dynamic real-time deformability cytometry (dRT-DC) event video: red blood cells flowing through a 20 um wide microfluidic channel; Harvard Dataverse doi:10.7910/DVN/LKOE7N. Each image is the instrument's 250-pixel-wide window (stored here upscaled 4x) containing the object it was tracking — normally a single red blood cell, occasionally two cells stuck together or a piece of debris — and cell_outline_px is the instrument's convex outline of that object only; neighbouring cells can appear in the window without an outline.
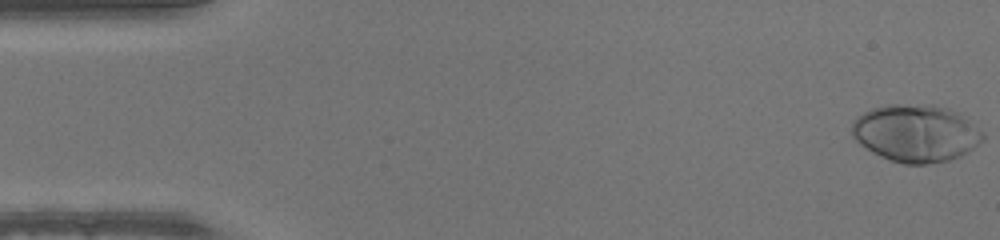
{"species": "human", "species_latin": "Homo sapiens", "temperature_condition": "warm", "stored_images_in_passage": 49, "camera_frame_rate_fps": 3000, "um_per_image_px": 0.085, "donor": {"sex": "male"}, "frame": {"image": 1, "passage_image": 1, "time_ms": 0.0, "image_size_px": [1000, 240], "cell_outline_px": [[984, 140], [980, 144], [968, 152], [960, 156], [948, 160], [928, 164], [904, 164], [880, 156], [872, 152], [860, 144], [852, 136], [852, 120], [856, 116], [872, 108], [888, 104], [932, 104], [948, 108], [956, 112], [968, 120], [984, 132]], "centroid_in_image_um": [77.85, 11.31], "position_along_channel_um": 7.2, "area_um2": 44.04}}
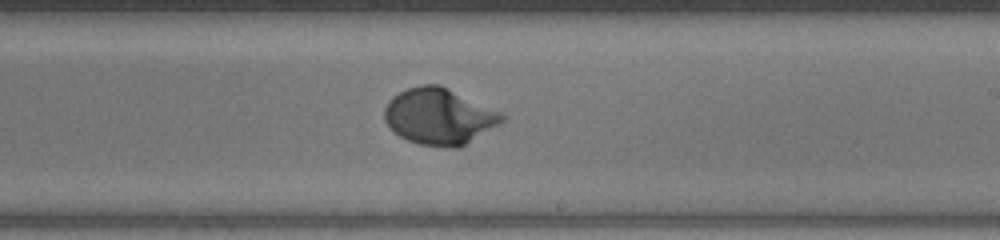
{"frame": {"image": 2, "passage_image": 29, "time_ms": 9.333, "image_size_px": [1000, 240], "cell_outline_px": [[508, 116], [500, 124], [460, 148], [452, 148], [420, 144], [408, 140], [392, 132], [384, 120], [384, 108], [388, 100], [392, 96], [408, 88], [420, 84], [440, 84], [500, 112]], "centroid_in_image_um": [37.31, 9.9], "position_along_channel_um": 251.7, "area_um2": 38.73}}
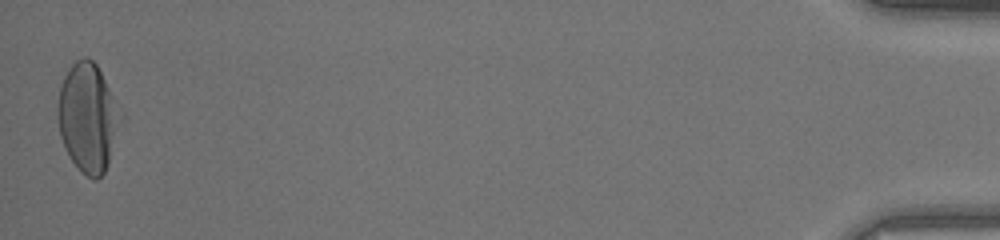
{"frame": {"image": 3, "passage_image": 49, "time_ms": 16.0, "image_size_px": [1000, 240], "cell_outline_px": [[124, 120], [108, 164], [104, 172], [96, 180], [92, 180], [80, 172], [68, 156], [60, 136], [56, 116], [56, 108], [60, 84], [68, 68], [76, 60], [84, 56], [88, 56], [96, 64], [124, 116]], "centroid_in_image_um": [7.47, 10.01], "position_along_channel_um": 427.7, "area_um2": 40.69}}